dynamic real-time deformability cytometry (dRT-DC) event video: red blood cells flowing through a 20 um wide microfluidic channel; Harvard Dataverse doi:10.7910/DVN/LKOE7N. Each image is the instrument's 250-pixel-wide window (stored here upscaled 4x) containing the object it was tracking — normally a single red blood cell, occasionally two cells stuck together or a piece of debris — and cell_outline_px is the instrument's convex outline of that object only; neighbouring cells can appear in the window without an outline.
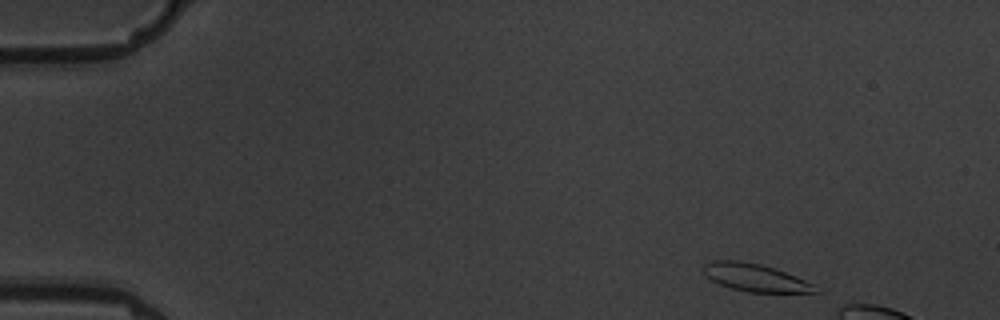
{"species": "common noctule bat (a hibernating species)", "species_latin": "Nyctalus noctula", "temperature_condition": "warm", "stored_images_in_passage": 3, "camera_frame_rate_fps": 3000, "um_per_image_px": 0.085, "animal": {"sex": "male", "body_mass_g": 19.5, "forearm_length_mm": 54.6}, "frame": {"image": 1, "passage_image": 1, "time_ms": 0.0, "image_size_px": [1000, 320], "cell_outline_px": [[824, 292], [748, 292], [732, 288], [720, 284], [704, 276], [704, 264], [712, 260], [740, 260], [760, 264], [784, 272], [804, 280], [812, 284]], "centroid_in_image_um": [64.16, 23.59], "position_along_channel_um": 20.8, "area_um2": 17.8}}